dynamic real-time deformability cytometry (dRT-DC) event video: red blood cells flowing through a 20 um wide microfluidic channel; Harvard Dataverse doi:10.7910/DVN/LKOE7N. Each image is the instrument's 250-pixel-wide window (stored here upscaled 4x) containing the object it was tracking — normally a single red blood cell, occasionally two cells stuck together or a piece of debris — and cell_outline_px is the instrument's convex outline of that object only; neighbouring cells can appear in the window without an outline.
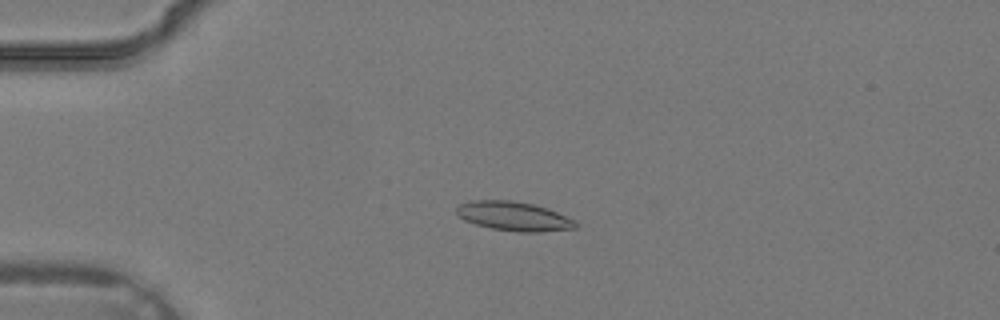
{"species": "common noctule bat (a hibernating species)", "species_latin": "Nyctalus noctula", "temperature_condition": "warm", "stored_images_in_passage": 37, "camera_frame_rate_fps": 3000, "um_per_image_px": 0.085, "animal": {"sex": "male", "body_mass_g": 19.2, "forearm_length_mm": 51.8}, "frame": {"image": 1, "passage_image": 10, "time_ms": 3.0, "image_size_px": [1000, 320], "cell_outline_px": [[576, 228], [540, 232], [516, 232], [492, 228], [476, 224], [464, 220], [456, 212], [456, 208], [460, 204], [472, 200], [512, 200], [532, 204], [548, 208], [576, 220]], "centroid_in_image_um": [43.69, 18.38], "position_along_channel_um": 41.3, "area_um2": 20.23}}
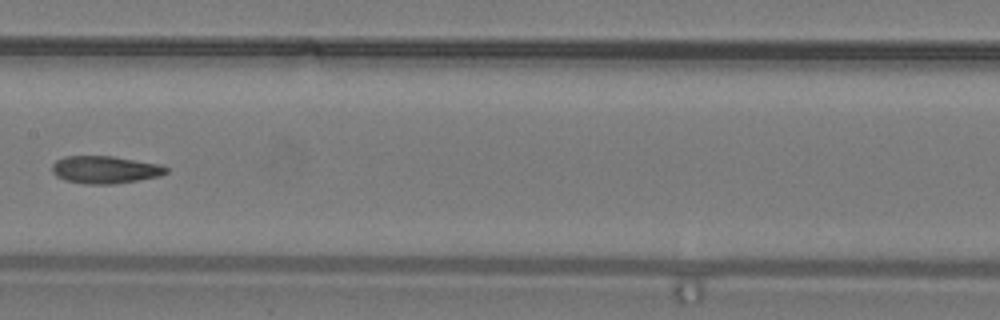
{"frame": {"image": 2, "passage_image": 20, "time_ms": 6.333, "image_size_px": [1000, 320], "cell_outline_px": [[168, 172], [160, 176], [112, 184], [88, 184], [64, 180], [56, 176], [52, 172], [52, 164], [56, 160], [64, 156], [112, 156], [160, 164], [168, 168]], "centroid_in_image_um": [8.91, 14.42], "position_along_channel_um": 198.5, "area_um2": 18.26}}
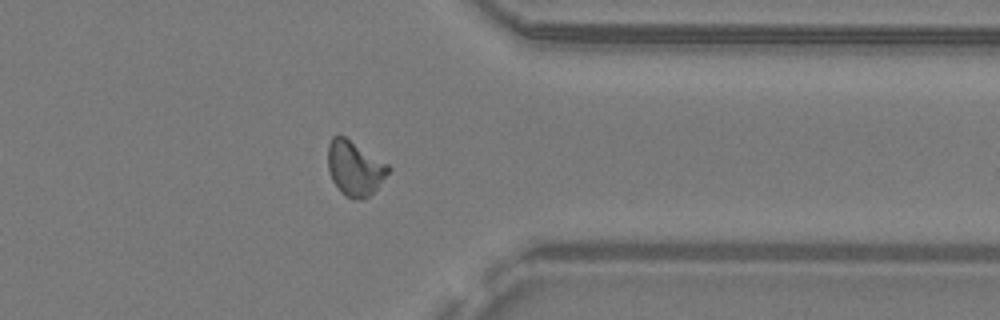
{"frame": {"image": 3, "passage_image": 30, "time_ms": 9.667, "image_size_px": [1000, 320], "cell_outline_px": [[392, 168], [376, 188], [368, 196], [360, 200], [356, 200], [340, 192], [332, 180], [328, 168], [328, 144], [332, 136], [344, 136], [388, 164]], "centroid_in_image_um": [30.14, 14.3], "position_along_channel_um": 381.3, "area_um2": 19.02}}